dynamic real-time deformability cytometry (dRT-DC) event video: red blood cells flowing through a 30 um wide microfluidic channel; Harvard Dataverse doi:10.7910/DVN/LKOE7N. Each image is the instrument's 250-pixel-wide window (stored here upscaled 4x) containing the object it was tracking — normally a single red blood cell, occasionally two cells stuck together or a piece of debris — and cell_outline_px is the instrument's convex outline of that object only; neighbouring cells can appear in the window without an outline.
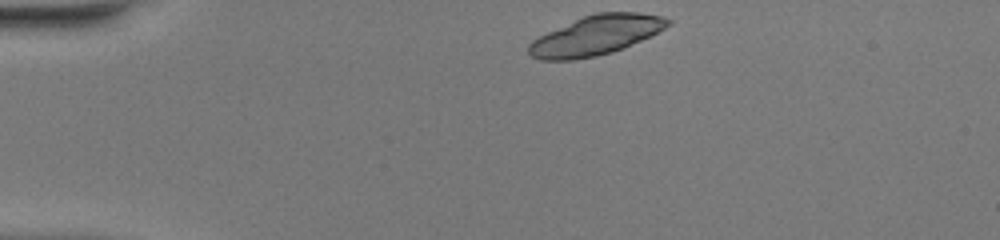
{"species": "common noctule bat (a hibernating species)", "species_latin": "Nyctalus noctula", "temperature_condition": "warm", "stored_images_in_passage": 41, "camera_frame_rate_fps": 3000, "um_per_image_px": 0.085, "animal": {"sex": "female", "body_mass_g": 20.0, "forearm_length_mm": 54.0}, "frame": {"image": 1, "passage_image": 1, "time_ms": 0.0, "image_size_px": [1000, 240], "cell_outline_px": [[672, 24], [624, 48], [612, 52], [596, 56], [572, 60], [540, 60], [532, 56], [528, 52], [528, 44], [532, 40], [548, 32], [584, 16], [596, 12], [640, 12], [664, 16], [672, 20]], "centroid_in_image_um": [50.67, 3.0], "position_along_channel_um": 34.3, "area_um2": 31.79}}